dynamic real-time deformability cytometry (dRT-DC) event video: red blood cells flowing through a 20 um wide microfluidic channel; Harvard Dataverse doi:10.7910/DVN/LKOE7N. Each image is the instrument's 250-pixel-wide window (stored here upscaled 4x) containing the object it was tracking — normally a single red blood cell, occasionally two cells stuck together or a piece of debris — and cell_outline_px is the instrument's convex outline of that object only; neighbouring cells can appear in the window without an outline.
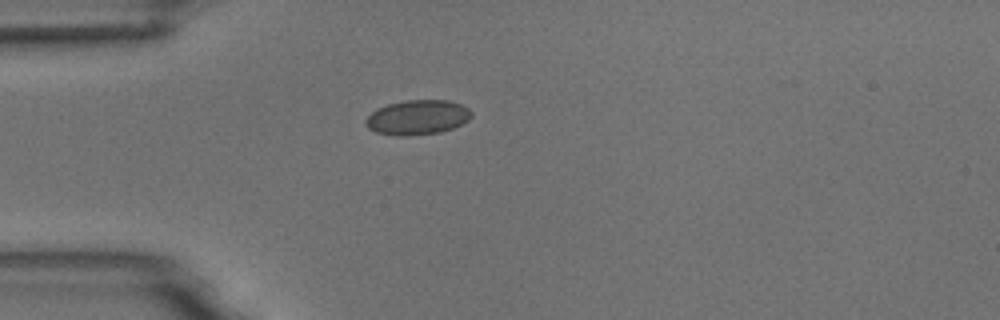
{"species": "common noctule bat (a hibernating species)", "species_latin": "Nyctalus noctula", "temperature_condition": "room temperature", "stored_images_in_passage": 1, "camera_frame_rate_fps": 3000, "um_per_image_px": 0.085, "animal": {"sex": "male", "body_mass_g": 18.8}, "frame": {"image": 1, "passage_image": 1, "time_ms": 0.0, "image_size_px": [1000, 320], "cell_outline_px": [[472, 116], [468, 120], [452, 128], [440, 132], [404, 136], [396, 136], [376, 132], [368, 128], [364, 124], [364, 120], [376, 108], [388, 104], [408, 100], [448, 100], [460, 104], [468, 108], [472, 112]], "centroid_in_image_um": [35.46, 9.97], "position_along_channel_um": 49.5, "area_um2": 21.39}}